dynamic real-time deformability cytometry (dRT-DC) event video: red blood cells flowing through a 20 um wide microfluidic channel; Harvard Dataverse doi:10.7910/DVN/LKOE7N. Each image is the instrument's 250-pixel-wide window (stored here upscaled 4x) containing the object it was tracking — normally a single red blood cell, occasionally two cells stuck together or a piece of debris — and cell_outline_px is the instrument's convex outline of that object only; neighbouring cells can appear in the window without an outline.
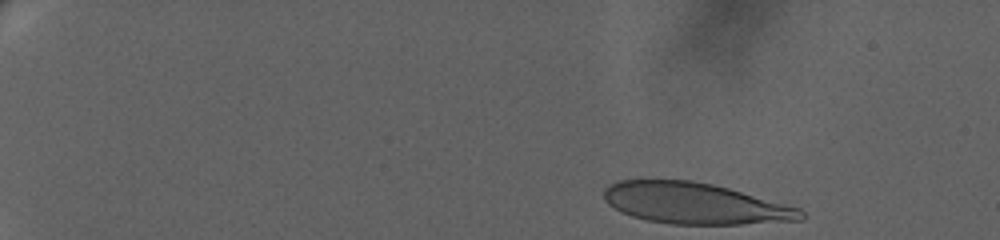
{"species": "human", "species_latin": "Homo sapiens", "temperature_condition": "warm", "stored_images_in_passage": 51, "camera_frame_rate_fps": 3000, "um_per_image_px": 0.085, "donor": {"sex": "female"}, "frame": {"image": 1, "passage_image": 1, "time_ms": 0.0, "image_size_px": [1000, 240], "cell_outline_px": [[804, 216], [800, 220], [740, 224], [672, 224], [648, 220], [632, 216], [608, 204], [604, 196], [604, 188], [620, 180], [692, 180], [712, 184], [728, 188], [800, 208], [804, 212]], "centroid_in_image_um": [59.07, 17.29], "position_along_channel_um": 25.9, "area_um2": 46.7}}
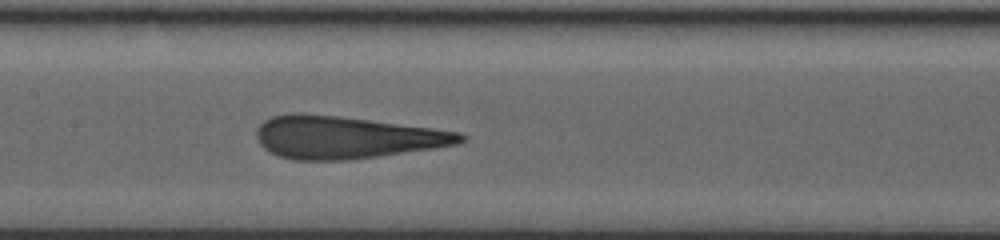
{"frame": {"image": 2, "passage_image": 28, "time_ms": 9.0, "image_size_px": [1000, 240], "cell_outline_px": [[468, 136], [464, 140], [456, 144], [432, 148], [348, 160], [292, 160], [280, 156], [264, 148], [260, 144], [256, 136], [256, 128], [264, 120], [272, 116], [292, 112], [304, 112], [432, 128], [460, 132]], "centroid_in_image_um": [29.35, 11.66], "position_along_channel_um": 178.0, "area_um2": 50.05}}
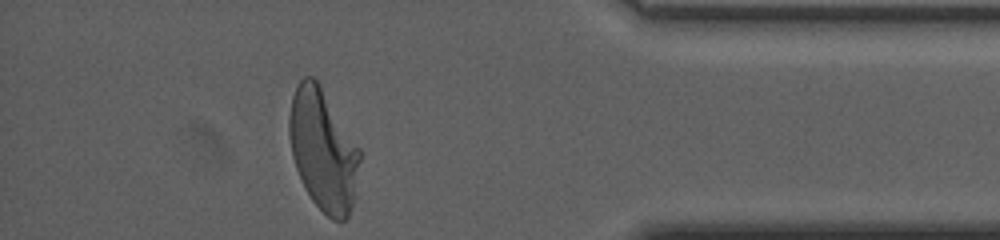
{"frame": {"image": 3, "passage_image": 51, "time_ms": 16.667, "image_size_px": [1000, 240], "cell_outline_px": [[360, 160], [352, 208], [348, 216], [344, 220], [332, 220], [312, 200], [296, 168], [292, 156], [288, 132], [288, 116], [292, 96], [300, 80], [304, 76], [312, 76], [320, 84], [360, 148]], "centroid_in_image_um": [27.46, 12.72], "position_along_channel_um": 407.7, "area_um2": 49.65}}